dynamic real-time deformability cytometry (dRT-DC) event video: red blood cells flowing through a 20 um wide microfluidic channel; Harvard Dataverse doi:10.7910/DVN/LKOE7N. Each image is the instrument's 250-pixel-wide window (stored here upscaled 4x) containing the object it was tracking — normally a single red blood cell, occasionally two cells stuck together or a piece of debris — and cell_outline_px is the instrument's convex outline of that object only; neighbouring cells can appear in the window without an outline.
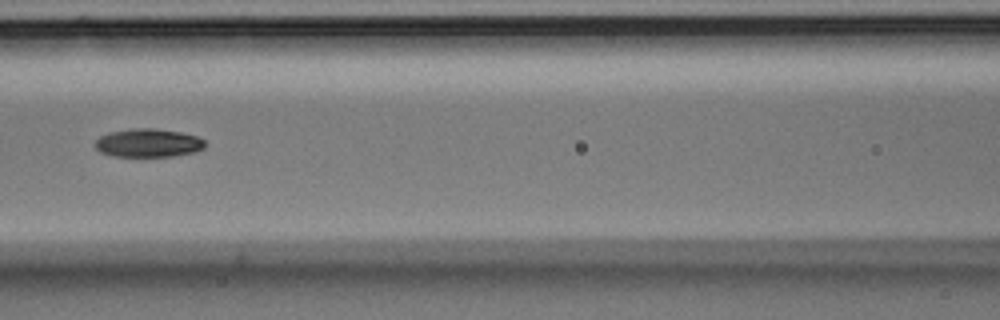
{"species": "Egyptian fruit bat (a non-hibernating species)", "species_latin": "Rousettus aegyptiacus", "temperature_condition": "room temperature", "stored_images_in_passage": 5, "camera_frame_rate_fps": 3000, "um_per_image_px": 0.085, "animal": {"sex": "male"}, "frame": {"image": 1, "passage_image": 5, "time_ms": 1.333, "image_size_px": [1000, 320], "cell_outline_px": [[204, 148], [196, 152], [172, 156], [112, 156], [100, 152], [96, 148], [96, 140], [100, 136], [108, 132], [132, 128], [156, 128], [180, 132], [196, 136], [204, 140]], "centroid_in_image_um": [12.59, 12.14], "position_along_channel_um": 154.0, "area_um2": 18.21}}